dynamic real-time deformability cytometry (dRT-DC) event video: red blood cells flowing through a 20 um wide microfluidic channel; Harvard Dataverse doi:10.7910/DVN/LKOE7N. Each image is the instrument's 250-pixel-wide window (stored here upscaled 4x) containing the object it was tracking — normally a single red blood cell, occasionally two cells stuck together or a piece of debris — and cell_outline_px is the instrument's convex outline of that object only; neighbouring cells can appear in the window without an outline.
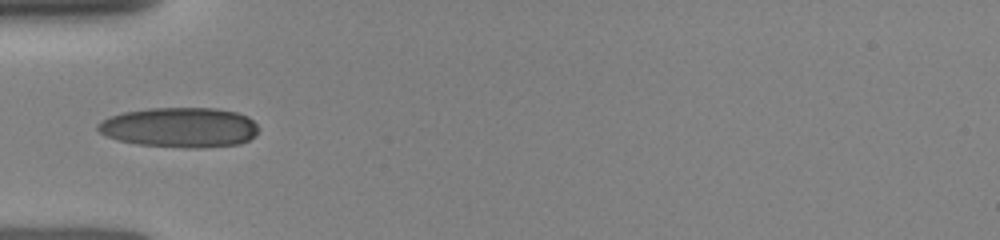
{"species": "human", "species_latin": "Homo sapiens", "temperature_condition": "room temperature", "stored_images_in_passage": 36, "camera_frame_rate_fps": 3000, "um_per_image_px": 0.085, "donor": {"sex": "female"}, "frame": {"image": 1, "passage_image": 1, "time_ms": 0.0, "image_size_px": [1000, 240], "cell_outline_px": [[260, 128], [256, 136], [240, 144], [204, 148], [184, 148], [136, 144], [120, 140], [108, 136], [100, 132], [96, 128], [96, 124], [100, 120], [108, 116], [124, 112], [148, 108], [216, 108], [236, 112], [248, 116]], "centroid_in_image_um": [15.3, 10.83], "position_along_channel_um": 69.7, "area_um2": 37.86}}
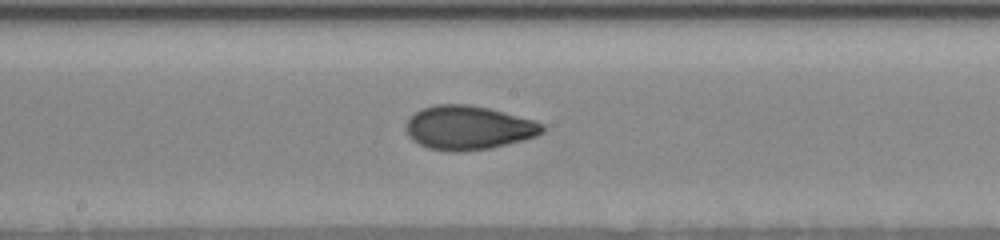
{"frame": {"image": 2, "passage_image": 17, "time_ms": 3.333, "image_size_px": [1000, 240], "cell_outline_px": [[544, 132], [536, 136], [524, 140], [488, 148], [464, 152], [448, 152], [428, 148], [412, 140], [408, 136], [404, 128], [404, 124], [420, 108], [436, 104], [468, 104], [488, 108], [536, 120], [544, 124]], "centroid_in_image_um": [39.8, 10.86], "position_along_channel_um": 208.4, "area_um2": 35.26}}
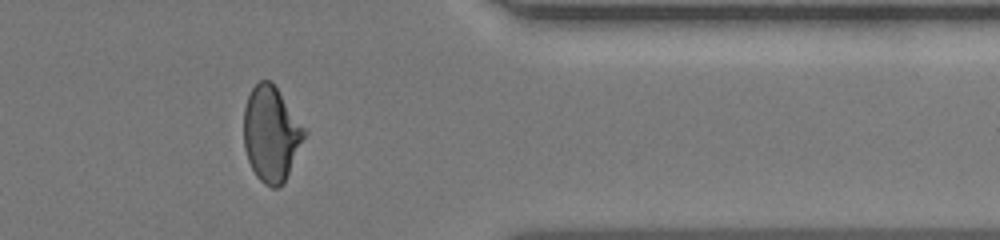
{"frame": {"image": 3, "passage_image": 30, "time_ms": 8.0, "image_size_px": [1000, 240], "cell_outline_px": [[308, 132], [284, 180], [276, 188], [272, 188], [264, 184], [256, 176], [248, 160], [244, 148], [244, 108], [248, 96], [252, 88], [260, 80], [272, 80]], "centroid_in_image_um": [23.04, 11.34], "position_along_channel_um": 388.4, "area_um2": 33.47}}